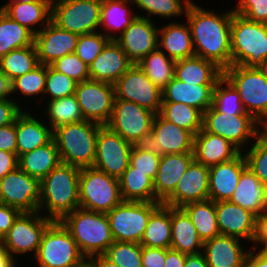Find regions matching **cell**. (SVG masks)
<instances>
[{"instance_id": "obj_7", "label": "cell", "mask_w": 267, "mask_h": 267, "mask_svg": "<svg viewBox=\"0 0 267 267\" xmlns=\"http://www.w3.org/2000/svg\"><path fill=\"white\" fill-rule=\"evenodd\" d=\"M122 201L119 179L94 167L80 169V208L107 213Z\"/></svg>"}, {"instance_id": "obj_12", "label": "cell", "mask_w": 267, "mask_h": 267, "mask_svg": "<svg viewBox=\"0 0 267 267\" xmlns=\"http://www.w3.org/2000/svg\"><path fill=\"white\" fill-rule=\"evenodd\" d=\"M38 211L21 212L10 230L1 239L2 246L11 254L33 251L36 256L44 232L53 220L40 217Z\"/></svg>"}, {"instance_id": "obj_19", "label": "cell", "mask_w": 267, "mask_h": 267, "mask_svg": "<svg viewBox=\"0 0 267 267\" xmlns=\"http://www.w3.org/2000/svg\"><path fill=\"white\" fill-rule=\"evenodd\" d=\"M159 30L150 18L137 15L124 32L115 39L133 64L140 62L158 47Z\"/></svg>"}, {"instance_id": "obj_28", "label": "cell", "mask_w": 267, "mask_h": 267, "mask_svg": "<svg viewBox=\"0 0 267 267\" xmlns=\"http://www.w3.org/2000/svg\"><path fill=\"white\" fill-rule=\"evenodd\" d=\"M238 238L218 235L204 241L203 249L209 267H242L248 252H243Z\"/></svg>"}, {"instance_id": "obj_33", "label": "cell", "mask_w": 267, "mask_h": 267, "mask_svg": "<svg viewBox=\"0 0 267 267\" xmlns=\"http://www.w3.org/2000/svg\"><path fill=\"white\" fill-rule=\"evenodd\" d=\"M59 163L61 161L54 139L18 157V167L39 180L45 178Z\"/></svg>"}, {"instance_id": "obj_42", "label": "cell", "mask_w": 267, "mask_h": 267, "mask_svg": "<svg viewBox=\"0 0 267 267\" xmlns=\"http://www.w3.org/2000/svg\"><path fill=\"white\" fill-rule=\"evenodd\" d=\"M35 45L15 49L0 59V70L11 82L39 65Z\"/></svg>"}, {"instance_id": "obj_6", "label": "cell", "mask_w": 267, "mask_h": 267, "mask_svg": "<svg viewBox=\"0 0 267 267\" xmlns=\"http://www.w3.org/2000/svg\"><path fill=\"white\" fill-rule=\"evenodd\" d=\"M223 77L239 92L245 111L262 126H267V79L258 67L231 65ZM265 121V122H264Z\"/></svg>"}, {"instance_id": "obj_43", "label": "cell", "mask_w": 267, "mask_h": 267, "mask_svg": "<svg viewBox=\"0 0 267 267\" xmlns=\"http://www.w3.org/2000/svg\"><path fill=\"white\" fill-rule=\"evenodd\" d=\"M48 113L52 130L65 124L85 120L74 94L50 101Z\"/></svg>"}, {"instance_id": "obj_60", "label": "cell", "mask_w": 267, "mask_h": 267, "mask_svg": "<svg viewBox=\"0 0 267 267\" xmlns=\"http://www.w3.org/2000/svg\"><path fill=\"white\" fill-rule=\"evenodd\" d=\"M253 241L261 243L264 247L259 251L267 250V212H262L256 218L255 236Z\"/></svg>"}, {"instance_id": "obj_61", "label": "cell", "mask_w": 267, "mask_h": 267, "mask_svg": "<svg viewBox=\"0 0 267 267\" xmlns=\"http://www.w3.org/2000/svg\"><path fill=\"white\" fill-rule=\"evenodd\" d=\"M186 254L172 248L166 249V259L164 267H184Z\"/></svg>"}, {"instance_id": "obj_9", "label": "cell", "mask_w": 267, "mask_h": 267, "mask_svg": "<svg viewBox=\"0 0 267 267\" xmlns=\"http://www.w3.org/2000/svg\"><path fill=\"white\" fill-rule=\"evenodd\" d=\"M155 116L156 113L135 102L115 99L106 126L132 145L145 144L151 134Z\"/></svg>"}, {"instance_id": "obj_68", "label": "cell", "mask_w": 267, "mask_h": 267, "mask_svg": "<svg viewBox=\"0 0 267 267\" xmlns=\"http://www.w3.org/2000/svg\"><path fill=\"white\" fill-rule=\"evenodd\" d=\"M258 69L262 72L263 76L267 79V58L262 61L258 66Z\"/></svg>"}, {"instance_id": "obj_17", "label": "cell", "mask_w": 267, "mask_h": 267, "mask_svg": "<svg viewBox=\"0 0 267 267\" xmlns=\"http://www.w3.org/2000/svg\"><path fill=\"white\" fill-rule=\"evenodd\" d=\"M251 115H231L218 112L213 106L203 113V129L230 141L239 150L250 138L257 137L261 129Z\"/></svg>"}, {"instance_id": "obj_51", "label": "cell", "mask_w": 267, "mask_h": 267, "mask_svg": "<svg viewBox=\"0 0 267 267\" xmlns=\"http://www.w3.org/2000/svg\"><path fill=\"white\" fill-rule=\"evenodd\" d=\"M160 158L146 144L133 145L129 164L135 168V171H141L154 180L158 172Z\"/></svg>"}, {"instance_id": "obj_32", "label": "cell", "mask_w": 267, "mask_h": 267, "mask_svg": "<svg viewBox=\"0 0 267 267\" xmlns=\"http://www.w3.org/2000/svg\"><path fill=\"white\" fill-rule=\"evenodd\" d=\"M175 77L191 84H217L223 77V70L214 62L192 56L175 62Z\"/></svg>"}, {"instance_id": "obj_44", "label": "cell", "mask_w": 267, "mask_h": 267, "mask_svg": "<svg viewBox=\"0 0 267 267\" xmlns=\"http://www.w3.org/2000/svg\"><path fill=\"white\" fill-rule=\"evenodd\" d=\"M129 2L131 0H102L100 25L103 24L109 30L121 29L122 34L137 16L127 9L126 3Z\"/></svg>"}, {"instance_id": "obj_29", "label": "cell", "mask_w": 267, "mask_h": 267, "mask_svg": "<svg viewBox=\"0 0 267 267\" xmlns=\"http://www.w3.org/2000/svg\"><path fill=\"white\" fill-rule=\"evenodd\" d=\"M17 134V156L44 146L53 139V130L25 112H20L15 119Z\"/></svg>"}, {"instance_id": "obj_37", "label": "cell", "mask_w": 267, "mask_h": 267, "mask_svg": "<svg viewBox=\"0 0 267 267\" xmlns=\"http://www.w3.org/2000/svg\"><path fill=\"white\" fill-rule=\"evenodd\" d=\"M119 186L123 201L155 202L153 180L130 164L119 178Z\"/></svg>"}, {"instance_id": "obj_10", "label": "cell", "mask_w": 267, "mask_h": 267, "mask_svg": "<svg viewBox=\"0 0 267 267\" xmlns=\"http://www.w3.org/2000/svg\"><path fill=\"white\" fill-rule=\"evenodd\" d=\"M160 202L122 201L107 212L114 241L140 243L151 213Z\"/></svg>"}, {"instance_id": "obj_63", "label": "cell", "mask_w": 267, "mask_h": 267, "mask_svg": "<svg viewBox=\"0 0 267 267\" xmlns=\"http://www.w3.org/2000/svg\"><path fill=\"white\" fill-rule=\"evenodd\" d=\"M184 267H209L203 253L186 255Z\"/></svg>"}, {"instance_id": "obj_49", "label": "cell", "mask_w": 267, "mask_h": 267, "mask_svg": "<svg viewBox=\"0 0 267 267\" xmlns=\"http://www.w3.org/2000/svg\"><path fill=\"white\" fill-rule=\"evenodd\" d=\"M46 65L39 64L32 71L11 82L12 92L21 91L24 95L33 96L45 92Z\"/></svg>"}, {"instance_id": "obj_67", "label": "cell", "mask_w": 267, "mask_h": 267, "mask_svg": "<svg viewBox=\"0 0 267 267\" xmlns=\"http://www.w3.org/2000/svg\"><path fill=\"white\" fill-rule=\"evenodd\" d=\"M88 262H86V258H84L79 264L73 266V267H95L94 261L92 258H89Z\"/></svg>"}, {"instance_id": "obj_36", "label": "cell", "mask_w": 267, "mask_h": 267, "mask_svg": "<svg viewBox=\"0 0 267 267\" xmlns=\"http://www.w3.org/2000/svg\"><path fill=\"white\" fill-rule=\"evenodd\" d=\"M51 4L52 0L12 3L3 12L36 35L39 31L32 29V26L42 22L45 27L51 21Z\"/></svg>"}, {"instance_id": "obj_26", "label": "cell", "mask_w": 267, "mask_h": 267, "mask_svg": "<svg viewBox=\"0 0 267 267\" xmlns=\"http://www.w3.org/2000/svg\"><path fill=\"white\" fill-rule=\"evenodd\" d=\"M193 160V153L166 154L160 158L158 172L153 180L155 202L162 203L175 190Z\"/></svg>"}, {"instance_id": "obj_57", "label": "cell", "mask_w": 267, "mask_h": 267, "mask_svg": "<svg viewBox=\"0 0 267 267\" xmlns=\"http://www.w3.org/2000/svg\"><path fill=\"white\" fill-rule=\"evenodd\" d=\"M20 213L18 209L0 203V239L10 230Z\"/></svg>"}, {"instance_id": "obj_48", "label": "cell", "mask_w": 267, "mask_h": 267, "mask_svg": "<svg viewBox=\"0 0 267 267\" xmlns=\"http://www.w3.org/2000/svg\"><path fill=\"white\" fill-rule=\"evenodd\" d=\"M116 38L111 34L105 35L97 32L80 35L75 53L89 66L103 51L106 44Z\"/></svg>"}, {"instance_id": "obj_16", "label": "cell", "mask_w": 267, "mask_h": 267, "mask_svg": "<svg viewBox=\"0 0 267 267\" xmlns=\"http://www.w3.org/2000/svg\"><path fill=\"white\" fill-rule=\"evenodd\" d=\"M133 145L103 125L96 140V157L93 167L119 179L130 163Z\"/></svg>"}, {"instance_id": "obj_13", "label": "cell", "mask_w": 267, "mask_h": 267, "mask_svg": "<svg viewBox=\"0 0 267 267\" xmlns=\"http://www.w3.org/2000/svg\"><path fill=\"white\" fill-rule=\"evenodd\" d=\"M115 99L135 102L156 114L163 101L162 90L158 88L138 66L133 64L114 84Z\"/></svg>"}, {"instance_id": "obj_25", "label": "cell", "mask_w": 267, "mask_h": 267, "mask_svg": "<svg viewBox=\"0 0 267 267\" xmlns=\"http://www.w3.org/2000/svg\"><path fill=\"white\" fill-rule=\"evenodd\" d=\"M241 152L230 141L203 128L194 136V160L207 167L228 162Z\"/></svg>"}, {"instance_id": "obj_41", "label": "cell", "mask_w": 267, "mask_h": 267, "mask_svg": "<svg viewBox=\"0 0 267 267\" xmlns=\"http://www.w3.org/2000/svg\"><path fill=\"white\" fill-rule=\"evenodd\" d=\"M158 114L194 136L203 128V113L184 103H162Z\"/></svg>"}, {"instance_id": "obj_14", "label": "cell", "mask_w": 267, "mask_h": 267, "mask_svg": "<svg viewBox=\"0 0 267 267\" xmlns=\"http://www.w3.org/2000/svg\"><path fill=\"white\" fill-rule=\"evenodd\" d=\"M85 120L106 125L114 108L115 86L95 80L77 83L74 93Z\"/></svg>"}, {"instance_id": "obj_47", "label": "cell", "mask_w": 267, "mask_h": 267, "mask_svg": "<svg viewBox=\"0 0 267 267\" xmlns=\"http://www.w3.org/2000/svg\"><path fill=\"white\" fill-rule=\"evenodd\" d=\"M257 137L245 158L247 167L267 188V132L263 129Z\"/></svg>"}, {"instance_id": "obj_64", "label": "cell", "mask_w": 267, "mask_h": 267, "mask_svg": "<svg viewBox=\"0 0 267 267\" xmlns=\"http://www.w3.org/2000/svg\"><path fill=\"white\" fill-rule=\"evenodd\" d=\"M12 93L11 80L0 70V101L9 100L7 96Z\"/></svg>"}, {"instance_id": "obj_22", "label": "cell", "mask_w": 267, "mask_h": 267, "mask_svg": "<svg viewBox=\"0 0 267 267\" xmlns=\"http://www.w3.org/2000/svg\"><path fill=\"white\" fill-rule=\"evenodd\" d=\"M215 209L221 235L253 241L256 215L229 200L215 202Z\"/></svg>"}, {"instance_id": "obj_38", "label": "cell", "mask_w": 267, "mask_h": 267, "mask_svg": "<svg viewBox=\"0 0 267 267\" xmlns=\"http://www.w3.org/2000/svg\"><path fill=\"white\" fill-rule=\"evenodd\" d=\"M182 209L190 217L203 242L220 235L214 201L208 199L192 202L183 206Z\"/></svg>"}, {"instance_id": "obj_20", "label": "cell", "mask_w": 267, "mask_h": 267, "mask_svg": "<svg viewBox=\"0 0 267 267\" xmlns=\"http://www.w3.org/2000/svg\"><path fill=\"white\" fill-rule=\"evenodd\" d=\"M209 199V167L193 160L175 190L162 202L182 208L186 204Z\"/></svg>"}, {"instance_id": "obj_15", "label": "cell", "mask_w": 267, "mask_h": 267, "mask_svg": "<svg viewBox=\"0 0 267 267\" xmlns=\"http://www.w3.org/2000/svg\"><path fill=\"white\" fill-rule=\"evenodd\" d=\"M41 180L29 176L17 167L0 179V203L20 212L38 211Z\"/></svg>"}, {"instance_id": "obj_70", "label": "cell", "mask_w": 267, "mask_h": 267, "mask_svg": "<svg viewBox=\"0 0 267 267\" xmlns=\"http://www.w3.org/2000/svg\"><path fill=\"white\" fill-rule=\"evenodd\" d=\"M264 212H267V193H266V204H265Z\"/></svg>"}, {"instance_id": "obj_1", "label": "cell", "mask_w": 267, "mask_h": 267, "mask_svg": "<svg viewBox=\"0 0 267 267\" xmlns=\"http://www.w3.org/2000/svg\"><path fill=\"white\" fill-rule=\"evenodd\" d=\"M233 13L234 10H230L217 15L192 2L185 13L191 29L195 56L214 62L223 71L231 66Z\"/></svg>"}, {"instance_id": "obj_45", "label": "cell", "mask_w": 267, "mask_h": 267, "mask_svg": "<svg viewBox=\"0 0 267 267\" xmlns=\"http://www.w3.org/2000/svg\"><path fill=\"white\" fill-rule=\"evenodd\" d=\"M227 84L226 88L221 86ZM212 106L221 113L231 115H250L242 104L239 92L236 88L224 77H222L213 89Z\"/></svg>"}, {"instance_id": "obj_27", "label": "cell", "mask_w": 267, "mask_h": 267, "mask_svg": "<svg viewBox=\"0 0 267 267\" xmlns=\"http://www.w3.org/2000/svg\"><path fill=\"white\" fill-rule=\"evenodd\" d=\"M216 84H191L174 77L162 90V103H184L204 113L212 106Z\"/></svg>"}, {"instance_id": "obj_11", "label": "cell", "mask_w": 267, "mask_h": 267, "mask_svg": "<svg viewBox=\"0 0 267 267\" xmlns=\"http://www.w3.org/2000/svg\"><path fill=\"white\" fill-rule=\"evenodd\" d=\"M102 0H57L51 4V21L78 35L96 32Z\"/></svg>"}, {"instance_id": "obj_30", "label": "cell", "mask_w": 267, "mask_h": 267, "mask_svg": "<svg viewBox=\"0 0 267 267\" xmlns=\"http://www.w3.org/2000/svg\"><path fill=\"white\" fill-rule=\"evenodd\" d=\"M266 193V186L246 167L229 201L259 216L265 209Z\"/></svg>"}, {"instance_id": "obj_2", "label": "cell", "mask_w": 267, "mask_h": 267, "mask_svg": "<svg viewBox=\"0 0 267 267\" xmlns=\"http://www.w3.org/2000/svg\"><path fill=\"white\" fill-rule=\"evenodd\" d=\"M80 168L59 163L41 180V198L38 212L46 206L53 221H61L67 214L80 207L79 204Z\"/></svg>"}, {"instance_id": "obj_34", "label": "cell", "mask_w": 267, "mask_h": 267, "mask_svg": "<svg viewBox=\"0 0 267 267\" xmlns=\"http://www.w3.org/2000/svg\"><path fill=\"white\" fill-rule=\"evenodd\" d=\"M158 47L168 52V57L177 61L195 56L192 34L189 25L172 23L159 30Z\"/></svg>"}, {"instance_id": "obj_71", "label": "cell", "mask_w": 267, "mask_h": 267, "mask_svg": "<svg viewBox=\"0 0 267 267\" xmlns=\"http://www.w3.org/2000/svg\"><path fill=\"white\" fill-rule=\"evenodd\" d=\"M266 132H267V126H265V127H262Z\"/></svg>"}, {"instance_id": "obj_4", "label": "cell", "mask_w": 267, "mask_h": 267, "mask_svg": "<svg viewBox=\"0 0 267 267\" xmlns=\"http://www.w3.org/2000/svg\"><path fill=\"white\" fill-rule=\"evenodd\" d=\"M61 222L69 230L80 252L87 258L104 254L114 242L106 213L77 208Z\"/></svg>"}, {"instance_id": "obj_69", "label": "cell", "mask_w": 267, "mask_h": 267, "mask_svg": "<svg viewBox=\"0 0 267 267\" xmlns=\"http://www.w3.org/2000/svg\"><path fill=\"white\" fill-rule=\"evenodd\" d=\"M33 1H37V0H12L10 1V3L6 4V5H2V7L0 8V10H4L9 4H12V3H30V2H33Z\"/></svg>"}, {"instance_id": "obj_21", "label": "cell", "mask_w": 267, "mask_h": 267, "mask_svg": "<svg viewBox=\"0 0 267 267\" xmlns=\"http://www.w3.org/2000/svg\"><path fill=\"white\" fill-rule=\"evenodd\" d=\"M34 36L40 64L50 65L55 60L75 52L80 35L58 27L50 21Z\"/></svg>"}, {"instance_id": "obj_24", "label": "cell", "mask_w": 267, "mask_h": 267, "mask_svg": "<svg viewBox=\"0 0 267 267\" xmlns=\"http://www.w3.org/2000/svg\"><path fill=\"white\" fill-rule=\"evenodd\" d=\"M133 65L115 40H110L103 51L89 65L91 80L115 84Z\"/></svg>"}, {"instance_id": "obj_58", "label": "cell", "mask_w": 267, "mask_h": 267, "mask_svg": "<svg viewBox=\"0 0 267 267\" xmlns=\"http://www.w3.org/2000/svg\"><path fill=\"white\" fill-rule=\"evenodd\" d=\"M20 112V107L14 100L0 101V127L13 123Z\"/></svg>"}, {"instance_id": "obj_8", "label": "cell", "mask_w": 267, "mask_h": 267, "mask_svg": "<svg viewBox=\"0 0 267 267\" xmlns=\"http://www.w3.org/2000/svg\"><path fill=\"white\" fill-rule=\"evenodd\" d=\"M40 267H73L86 258L61 221H53L43 234L35 256Z\"/></svg>"}, {"instance_id": "obj_65", "label": "cell", "mask_w": 267, "mask_h": 267, "mask_svg": "<svg viewBox=\"0 0 267 267\" xmlns=\"http://www.w3.org/2000/svg\"><path fill=\"white\" fill-rule=\"evenodd\" d=\"M13 259L11 254L2 246L0 239V267H15Z\"/></svg>"}, {"instance_id": "obj_52", "label": "cell", "mask_w": 267, "mask_h": 267, "mask_svg": "<svg viewBox=\"0 0 267 267\" xmlns=\"http://www.w3.org/2000/svg\"><path fill=\"white\" fill-rule=\"evenodd\" d=\"M148 15H160L163 17L180 16L187 11L191 0H184V5L181 0H131ZM183 5V6H182ZM184 7V8H183Z\"/></svg>"}, {"instance_id": "obj_23", "label": "cell", "mask_w": 267, "mask_h": 267, "mask_svg": "<svg viewBox=\"0 0 267 267\" xmlns=\"http://www.w3.org/2000/svg\"><path fill=\"white\" fill-rule=\"evenodd\" d=\"M246 167L242 153L228 162L209 167V199L214 202L230 200Z\"/></svg>"}, {"instance_id": "obj_46", "label": "cell", "mask_w": 267, "mask_h": 267, "mask_svg": "<svg viewBox=\"0 0 267 267\" xmlns=\"http://www.w3.org/2000/svg\"><path fill=\"white\" fill-rule=\"evenodd\" d=\"M104 255L119 267H142V245L114 241Z\"/></svg>"}, {"instance_id": "obj_40", "label": "cell", "mask_w": 267, "mask_h": 267, "mask_svg": "<svg viewBox=\"0 0 267 267\" xmlns=\"http://www.w3.org/2000/svg\"><path fill=\"white\" fill-rule=\"evenodd\" d=\"M175 62V60L168 58L165 52L157 48L137 64L147 77L163 90L175 77Z\"/></svg>"}, {"instance_id": "obj_59", "label": "cell", "mask_w": 267, "mask_h": 267, "mask_svg": "<svg viewBox=\"0 0 267 267\" xmlns=\"http://www.w3.org/2000/svg\"><path fill=\"white\" fill-rule=\"evenodd\" d=\"M18 167V156L9 151H0V179Z\"/></svg>"}, {"instance_id": "obj_35", "label": "cell", "mask_w": 267, "mask_h": 267, "mask_svg": "<svg viewBox=\"0 0 267 267\" xmlns=\"http://www.w3.org/2000/svg\"><path fill=\"white\" fill-rule=\"evenodd\" d=\"M145 247H171V207L161 203L150 215L140 242Z\"/></svg>"}, {"instance_id": "obj_53", "label": "cell", "mask_w": 267, "mask_h": 267, "mask_svg": "<svg viewBox=\"0 0 267 267\" xmlns=\"http://www.w3.org/2000/svg\"><path fill=\"white\" fill-rule=\"evenodd\" d=\"M50 66L54 70L67 75L77 83L90 79L89 66L75 52L55 60Z\"/></svg>"}, {"instance_id": "obj_56", "label": "cell", "mask_w": 267, "mask_h": 267, "mask_svg": "<svg viewBox=\"0 0 267 267\" xmlns=\"http://www.w3.org/2000/svg\"><path fill=\"white\" fill-rule=\"evenodd\" d=\"M9 151L17 154V134L15 121L0 127V151Z\"/></svg>"}, {"instance_id": "obj_66", "label": "cell", "mask_w": 267, "mask_h": 267, "mask_svg": "<svg viewBox=\"0 0 267 267\" xmlns=\"http://www.w3.org/2000/svg\"><path fill=\"white\" fill-rule=\"evenodd\" d=\"M95 267H119L117 264L108 259L104 254L94 255L92 257ZM94 258V259H93Z\"/></svg>"}, {"instance_id": "obj_18", "label": "cell", "mask_w": 267, "mask_h": 267, "mask_svg": "<svg viewBox=\"0 0 267 267\" xmlns=\"http://www.w3.org/2000/svg\"><path fill=\"white\" fill-rule=\"evenodd\" d=\"M145 144L160 157L166 154L193 153L194 135L156 114Z\"/></svg>"}, {"instance_id": "obj_39", "label": "cell", "mask_w": 267, "mask_h": 267, "mask_svg": "<svg viewBox=\"0 0 267 267\" xmlns=\"http://www.w3.org/2000/svg\"><path fill=\"white\" fill-rule=\"evenodd\" d=\"M34 34L0 10V59L12 50L34 44Z\"/></svg>"}, {"instance_id": "obj_54", "label": "cell", "mask_w": 267, "mask_h": 267, "mask_svg": "<svg viewBox=\"0 0 267 267\" xmlns=\"http://www.w3.org/2000/svg\"><path fill=\"white\" fill-rule=\"evenodd\" d=\"M234 12L250 21L267 24V0H240Z\"/></svg>"}, {"instance_id": "obj_31", "label": "cell", "mask_w": 267, "mask_h": 267, "mask_svg": "<svg viewBox=\"0 0 267 267\" xmlns=\"http://www.w3.org/2000/svg\"><path fill=\"white\" fill-rule=\"evenodd\" d=\"M204 242L188 214L182 208L171 207V247L183 254L201 253Z\"/></svg>"}, {"instance_id": "obj_50", "label": "cell", "mask_w": 267, "mask_h": 267, "mask_svg": "<svg viewBox=\"0 0 267 267\" xmlns=\"http://www.w3.org/2000/svg\"><path fill=\"white\" fill-rule=\"evenodd\" d=\"M76 86V81L46 65L45 93L51 95L50 101L73 95Z\"/></svg>"}, {"instance_id": "obj_62", "label": "cell", "mask_w": 267, "mask_h": 267, "mask_svg": "<svg viewBox=\"0 0 267 267\" xmlns=\"http://www.w3.org/2000/svg\"><path fill=\"white\" fill-rule=\"evenodd\" d=\"M245 267H267V255L263 251H259L254 254V251L247 254L245 262Z\"/></svg>"}, {"instance_id": "obj_3", "label": "cell", "mask_w": 267, "mask_h": 267, "mask_svg": "<svg viewBox=\"0 0 267 267\" xmlns=\"http://www.w3.org/2000/svg\"><path fill=\"white\" fill-rule=\"evenodd\" d=\"M103 125L83 120L65 124L53 130L60 161L78 168L93 167L96 157V140Z\"/></svg>"}, {"instance_id": "obj_55", "label": "cell", "mask_w": 267, "mask_h": 267, "mask_svg": "<svg viewBox=\"0 0 267 267\" xmlns=\"http://www.w3.org/2000/svg\"><path fill=\"white\" fill-rule=\"evenodd\" d=\"M166 249L142 246V267H164Z\"/></svg>"}, {"instance_id": "obj_5", "label": "cell", "mask_w": 267, "mask_h": 267, "mask_svg": "<svg viewBox=\"0 0 267 267\" xmlns=\"http://www.w3.org/2000/svg\"><path fill=\"white\" fill-rule=\"evenodd\" d=\"M231 65L258 67L267 58V24L233 13Z\"/></svg>"}]
</instances>
